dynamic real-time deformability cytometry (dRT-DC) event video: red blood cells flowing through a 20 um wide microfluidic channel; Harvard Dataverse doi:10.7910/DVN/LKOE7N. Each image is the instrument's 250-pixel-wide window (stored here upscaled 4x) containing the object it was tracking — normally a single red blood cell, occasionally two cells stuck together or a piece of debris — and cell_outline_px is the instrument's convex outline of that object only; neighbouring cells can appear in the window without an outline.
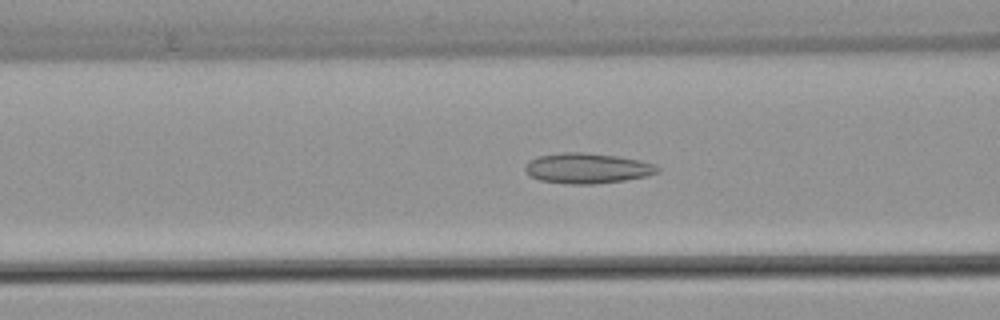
{"species": "common noctule bat (a hibernating species)", "species_latin": "Nyctalus noctula", "temperature_condition": "warm", "stored_images_in_passage": 53, "camera_frame_rate_fps": 3000, "um_per_image_px": 0.085, "animal": {"sex": "female", "body_mass_g": 22.7, "forearm_length_mm": 54.2}, "frame": {"image": 1, "passage_image": 21, "time_ms": 6.667, "image_size_px": [1000, 320], "cell_outline_px": [[660, 172], [644, 176], [624, 180], [596, 184], [568, 184], [540, 180], [532, 176], [524, 168], [528, 160], [536, 156], [564, 152], [584, 152], [620, 156], [640, 160], [652, 164], [660, 168]], "centroid_in_image_um": [49.91, 14.29], "position_along_channel_um": 116.7, "area_um2": 23.41}}
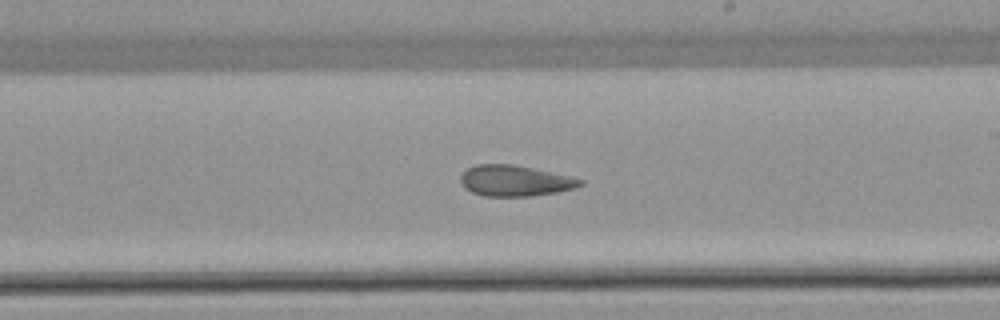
{"frame": {"image": 2, "passage_image": 31, "time_ms": 10.0, "image_size_px": [1000, 320], "cell_outline_px": [[584, 184], [576, 188], [556, 192], [532, 196], [484, 196], [472, 192], [464, 188], [460, 180], [460, 176], [468, 168], [476, 164], [512, 164], [572, 176], [584, 180]], "centroid_in_image_um": [43.79, 15.36], "position_along_channel_um": 245.2, "area_um2": 21.62}}
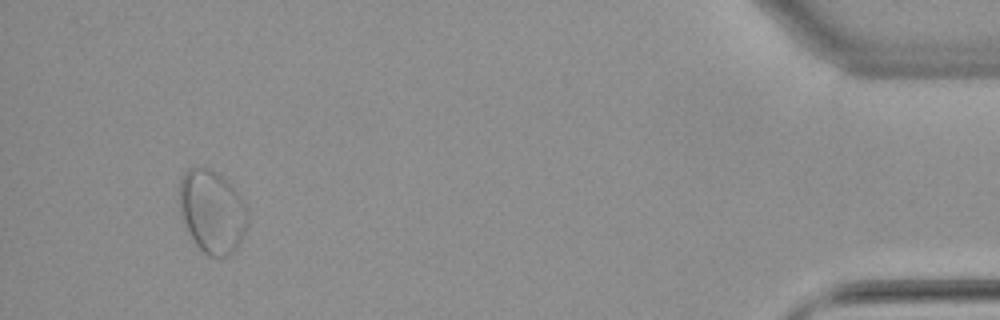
{"frame": {"image": 3, "passage_image": 50, "time_ms": 16.333, "image_size_px": [1000, 320], "cell_outline_px": [[248, 220], [244, 232], [236, 248], [228, 256], [208, 256], [196, 244], [180, 220], [180, 176], [188, 168], [208, 168], [216, 172], [236, 192], [248, 208]], "centroid_in_image_um": [18.0, 17.99], "position_along_channel_um": 417.2, "area_um2": 32.77}, "authors_computed_cell_mechanics": {"area_um2": 26.01, "velocity_mm_per_s": 3.8585, "shape_relaxation_time_tau1_ms": null, "shape_relaxation_time_tau2_ms": 3.0687, "deformation_change_tau1": null, "deformation_change_tau2": 0.0945}}